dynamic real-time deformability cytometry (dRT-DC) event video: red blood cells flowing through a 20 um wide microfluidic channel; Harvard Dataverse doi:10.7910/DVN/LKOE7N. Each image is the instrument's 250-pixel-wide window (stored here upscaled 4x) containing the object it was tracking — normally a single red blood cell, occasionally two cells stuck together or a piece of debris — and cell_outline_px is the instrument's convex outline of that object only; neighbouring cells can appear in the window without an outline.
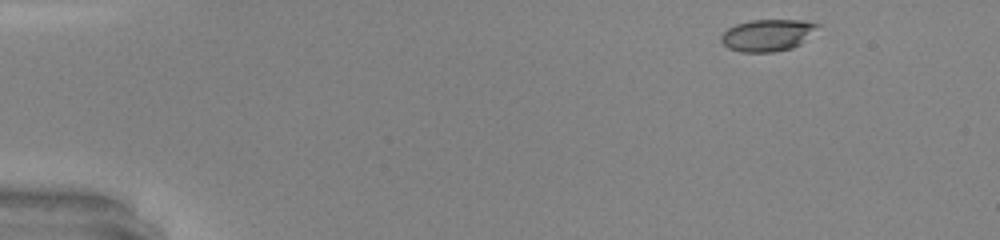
{"species": "common noctule bat (a hibernating species)", "species_latin": "Nyctalus noctula", "temperature_condition": "warm", "stored_images_in_passage": 39, "camera_frame_rate_fps": 3000, "um_per_image_px": 0.085, "animal": {"sex": "male", "body_mass_g": 20.0, "forearm_length_mm": 53.3}, "frame": {"image": 1, "passage_image": 2, "time_ms": 0.333, "image_size_px": [1000, 240], "cell_outline_px": [[820, 24], [800, 44], [792, 48], [772, 52], [740, 52], [728, 48], [720, 40], [720, 36], [728, 28], [736, 24], [752, 20], [804, 20]], "centroid_in_image_um": [65.2, 2.99], "position_along_channel_um": 19.8, "area_um2": 17.74}}
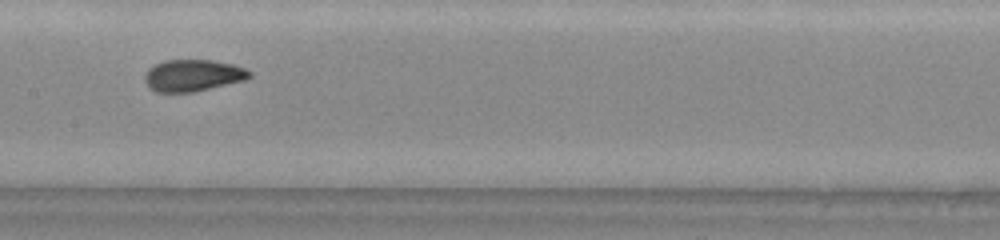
{"frame": {"image": 2, "passage_image": 22, "time_ms": 7.0, "image_size_px": [1000, 240], "cell_outline_px": [[252, 76], [244, 80], [192, 92], [156, 92], [148, 88], [144, 80], [144, 76], [148, 68], [164, 60], [212, 60], [232, 64], [244, 68], [252, 72]], "centroid_in_image_um": [16.36, 6.41], "position_along_channel_um": 191.0, "area_um2": 19.36}}
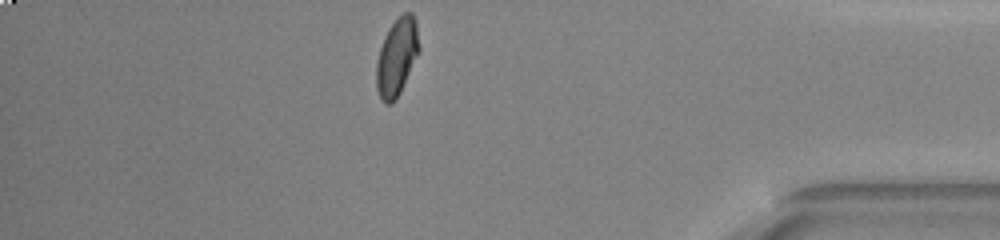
{"frame": {"image": 3, "passage_image": 39, "time_ms": 12.667, "image_size_px": [1000, 240], "cell_outline_px": [[420, 52], [396, 100], [392, 104], [384, 104], [380, 100], [376, 88], [376, 60], [384, 36], [388, 28], [396, 16], [404, 12], [412, 12], [416, 20], [420, 48]], "centroid_in_image_um": [33.73, 4.83], "position_along_channel_um": 401.5, "area_um2": 19.88}, "authors_computed_cell_mechanics": {"area_um2": 19.4208, "velocity_mm_per_s": 4.313, "shape_relaxation_time_tau1_ms": 6.5331, "shape_relaxation_time_tau2_ms": 0.7548, "deformation_change_tau1": 0.1954, "deformation_change_tau2": 0.0525}}